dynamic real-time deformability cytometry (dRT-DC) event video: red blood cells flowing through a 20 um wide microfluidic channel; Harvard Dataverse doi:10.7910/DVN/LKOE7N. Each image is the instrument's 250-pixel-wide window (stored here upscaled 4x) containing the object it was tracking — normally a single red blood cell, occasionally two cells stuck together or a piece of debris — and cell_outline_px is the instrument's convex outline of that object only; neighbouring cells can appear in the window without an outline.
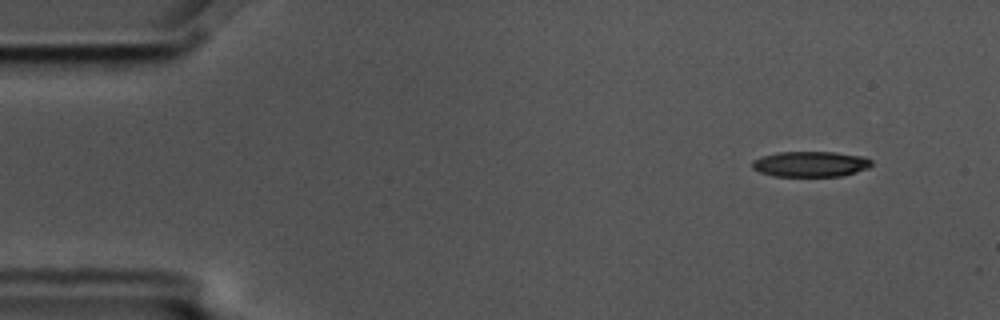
{"species": "common noctule bat (a hibernating species)", "species_latin": "Nyctalus noctula", "temperature_condition": "cold", "stored_images_in_passage": 4, "camera_frame_rate_fps": 3000, "um_per_image_px": 0.085, "animal": {"sex": "male", "body_mass_g": 17.5, "forearm_length_mm": 52.3}, "frame": {"image": 1, "passage_image": 1, "time_ms": 0.0, "image_size_px": [1000, 320], "cell_outline_px": [[872, 164], [868, 168], [856, 172], [840, 176], [772, 176], [760, 172], [752, 168], [752, 160], [760, 156], [776, 152], [836, 152], [864, 156], [872, 160]], "centroid_in_image_um": [68.87, 13.93], "position_along_channel_um": 16.1, "area_um2": 17.92}}
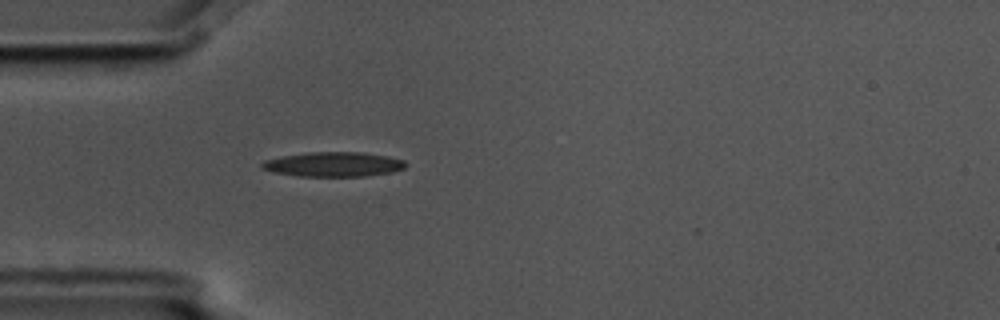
{"frame": {"image": 2, "passage_image": 4, "time_ms": 1.0, "image_size_px": [1000, 320], "cell_outline_px": [[408, 164], [404, 168], [392, 172], [364, 176], [300, 176], [272, 172], [260, 168], [260, 164], [264, 160], [284, 156], [308, 152], [364, 152], [388, 156], [404, 160]], "centroid_in_image_um": [28.35, 13.96], "position_along_channel_um": 56.6, "area_um2": 20.69}}